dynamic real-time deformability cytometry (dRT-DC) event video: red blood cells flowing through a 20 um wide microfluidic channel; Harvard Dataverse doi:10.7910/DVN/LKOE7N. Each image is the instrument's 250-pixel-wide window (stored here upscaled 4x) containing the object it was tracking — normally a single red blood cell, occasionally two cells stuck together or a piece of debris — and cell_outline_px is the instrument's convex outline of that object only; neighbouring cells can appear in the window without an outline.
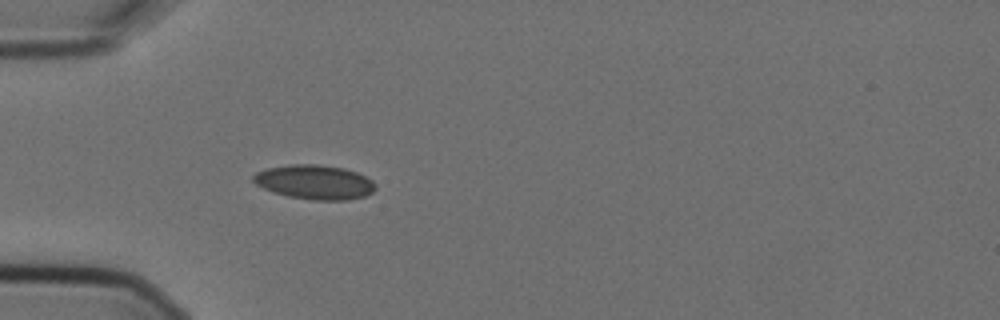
{"species": "Egyptian fruit bat (a non-hibernating species)", "species_latin": "Rousettus aegyptiacus", "temperature_condition": "cold", "stored_images_in_passage": 4, "camera_frame_rate_fps": 3000, "um_per_image_px": 0.085, "animal": {"sex": "female"}, "frame": {"image": 1, "passage_image": 4, "time_ms": 1.0, "image_size_px": [1000, 320], "cell_outline_px": [[376, 188], [372, 192], [364, 196], [348, 200], [312, 200], [288, 196], [272, 192], [256, 184], [252, 180], [252, 176], [256, 172], [264, 168], [292, 164], [316, 164], [344, 168], [356, 172], [372, 180], [376, 184]], "centroid_in_image_um": [26.72, 15.47], "position_along_channel_um": 58.3, "area_um2": 24.57}}